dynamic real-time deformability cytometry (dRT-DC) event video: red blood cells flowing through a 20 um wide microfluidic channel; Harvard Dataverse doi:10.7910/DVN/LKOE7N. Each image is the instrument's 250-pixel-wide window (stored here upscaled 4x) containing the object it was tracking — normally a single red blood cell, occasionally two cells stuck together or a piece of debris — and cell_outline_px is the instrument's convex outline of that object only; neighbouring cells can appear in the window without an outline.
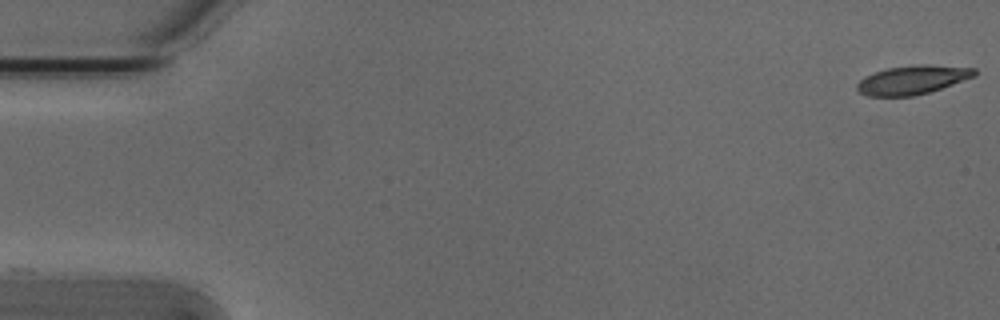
{"species": "Egyptian fruit bat (a non-hibernating species)", "species_latin": "Rousettus aegyptiacus", "temperature_condition": "cold", "stored_images_in_passage": 11, "camera_frame_rate_fps": 3000, "um_per_image_px": 0.085, "animal": {"sex": "male"}, "frame": {"image": 1, "passage_image": 1, "time_ms": 0.0, "image_size_px": [1000, 320], "cell_outline_px": [[976, 76], [928, 92], [912, 96], [868, 96], [860, 92], [856, 88], [856, 84], [864, 76], [888, 68], [920, 64], [928, 64], [976, 68]], "centroid_in_image_um": [77.56, 6.78], "position_along_channel_um": 7.4, "area_um2": 19.59}}